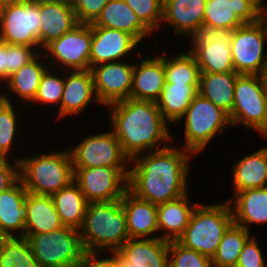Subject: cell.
I'll list each match as a JSON object with an SVG mask.
<instances>
[{"instance_id": "obj_48", "label": "cell", "mask_w": 267, "mask_h": 267, "mask_svg": "<svg viewBox=\"0 0 267 267\" xmlns=\"http://www.w3.org/2000/svg\"><path fill=\"white\" fill-rule=\"evenodd\" d=\"M261 80H262V85H263V88H264L265 99H266V102H267V72H265L261 76Z\"/></svg>"}, {"instance_id": "obj_21", "label": "cell", "mask_w": 267, "mask_h": 267, "mask_svg": "<svg viewBox=\"0 0 267 267\" xmlns=\"http://www.w3.org/2000/svg\"><path fill=\"white\" fill-rule=\"evenodd\" d=\"M148 55L134 63L130 98L156 102L165 84L164 51L154 57Z\"/></svg>"}, {"instance_id": "obj_49", "label": "cell", "mask_w": 267, "mask_h": 267, "mask_svg": "<svg viewBox=\"0 0 267 267\" xmlns=\"http://www.w3.org/2000/svg\"><path fill=\"white\" fill-rule=\"evenodd\" d=\"M0 107L6 103L5 93H4V85L0 83ZM3 86V87H2ZM3 88V89H2ZM2 91V93H1Z\"/></svg>"}, {"instance_id": "obj_46", "label": "cell", "mask_w": 267, "mask_h": 267, "mask_svg": "<svg viewBox=\"0 0 267 267\" xmlns=\"http://www.w3.org/2000/svg\"><path fill=\"white\" fill-rule=\"evenodd\" d=\"M250 2L262 15H264L267 8L266 3L264 5V0H246Z\"/></svg>"}, {"instance_id": "obj_9", "label": "cell", "mask_w": 267, "mask_h": 267, "mask_svg": "<svg viewBox=\"0 0 267 267\" xmlns=\"http://www.w3.org/2000/svg\"><path fill=\"white\" fill-rule=\"evenodd\" d=\"M229 118L232 127L243 125L267 139V102L261 75L240 74L237 77Z\"/></svg>"}, {"instance_id": "obj_24", "label": "cell", "mask_w": 267, "mask_h": 267, "mask_svg": "<svg viewBox=\"0 0 267 267\" xmlns=\"http://www.w3.org/2000/svg\"><path fill=\"white\" fill-rule=\"evenodd\" d=\"M27 190L19 178L11 187L0 193V229L10 237H24Z\"/></svg>"}, {"instance_id": "obj_50", "label": "cell", "mask_w": 267, "mask_h": 267, "mask_svg": "<svg viewBox=\"0 0 267 267\" xmlns=\"http://www.w3.org/2000/svg\"><path fill=\"white\" fill-rule=\"evenodd\" d=\"M9 1H13V0H0V5H1V4H4V3H7V2H9Z\"/></svg>"}, {"instance_id": "obj_37", "label": "cell", "mask_w": 267, "mask_h": 267, "mask_svg": "<svg viewBox=\"0 0 267 267\" xmlns=\"http://www.w3.org/2000/svg\"><path fill=\"white\" fill-rule=\"evenodd\" d=\"M13 103L6 102L0 107V156H5L16 161H20L21 157L13 155V146L16 144V138L19 137L20 114ZM19 119V120H18ZM19 125V126H18ZM19 127V128H18ZM18 132V133H17ZM18 135V136H16Z\"/></svg>"}, {"instance_id": "obj_38", "label": "cell", "mask_w": 267, "mask_h": 267, "mask_svg": "<svg viewBox=\"0 0 267 267\" xmlns=\"http://www.w3.org/2000/svg\"><path fill=\"white\" fill-rule=\"evenodd\" d=\"M0 267H40L26 237H10L0 251Z\"/></svg>"}, {"instance_id": "obj_4", "label": "cell", "mask_w": 267, "mask_h": 267, "mask_svg": "<svg viewBox=\"0 0 267 267\" xmlns=\"http://www.w3.org/2000/svg\"><path fill=\"white\" fill-rule=\"evenodd\" d=\"M19 178L33 194L52 196L74 181V167L68 148L23 156Z\"/></svg>"}, {"instance_id": "obj_17", "label": "cell", "mask_w": 267, "mask_h": 267, "mask_svg": "<svg viewBox=\"0 0 267 267\" xmlns=\"http://www.w3.org/2000/svg\"><path fill=\"white\" fill-rule=\"evenodd\" d=\"M169 241L130 238L117 251L118 267H169Z\"/></svg>"}, {"instance_id": "obj_36", "label": "cell", "mask_w": 267, "mask_h": 267, "mask_svg": "<svg viewBox=\"0 0 267 267\" xmlns=\"http://www.w3.org/2000/svg\"><path fill=\"white\" fill-rule=\"evenodd\" d=\"M39 52L34 47L9 44L0 40V83H3L22 66L32 61Z\"/></svg>"}, {"instance_id": "obj_14", "label": "cell", "mask_w": 267, "mask_h": 267, "mask_svg": "<svg viewBox=\"0 0 267 267\" xmlns=\"http://www.w3.org/2000/svg\"><path fill=\"white\" fill-rule=\"evenodd\" d=\"M129 168H74V182L88 203L120 200L128 191Z\"/></svg>"}, {"instance_id": "obj_31", "label": "cell", "mask_w": 267, "mask_h": 267, "mask_svg": "<svg viewBox=\"0 0 267 267\" xmlns=\"http://www.w3.org/2000/svg\"><path fill=\"white\" fill-rule=\"evenodd\" d=\"M236 72L200 73L198 93L230 114L234 103Z\"/></svg>"}, {"instance_id": "obj_51", "label": "cell", "mask_w": 267, "mask_h": 267, "mask_svg": "<svg viewBox=\"0 0 267 267\" xmlns=\"http://www.w3.org/2000/svg\"><path fill=\"white\" fill-rule=\"evenodd\" d=\"M263 18L267 21V8H266V10H265V13H264V15H263Z\"/></svg>"}, {"instance_id": "obj_23", "label": "cell", "mask_w": 267, "mask_h": 267, "mask_svg": "<svg viewBox=\"0 0 267 267\" xmlns=\"http://www.w3.org/2000/svg\"><path fill=\"white\" fill-rule=\"evenodd\" d=\"M130 238H159L157 205L127 191L120 199Z\"/></svg>"}, {"instance_id": "obj_2", "label": "cell", "mask_w": 267, "mask_h": 267, "mask_svg": "<svg viewBox=\"0 0 267 267\" xmlns=\"http://www.w3.org/2000/svg\"><path fill=\"white\" fill-rule=\"evenodd\" d=\"M107 107L110 110L108 119L111 130L130 160L173 142L175 135L162 117L156 102L128 98Z\"/></svg>"}, {"instance_id": "obj_43", "label": "cell", "mask_w": 267, "mask_h": 267, "mask_svg": "<svg viewBox=\"0 0 267 267\" xmlns=\"http://www.w3.org/2000/svg\"><path fill=\"white\" fill-rule=\"evenodd\" d=\"M109 0H71L78 23H93Z\"/></svg>"}, {"instance_id": "obj_29", "label": "cell", "mask_w": 267, "mask_h": 267, "mask_svg": "<svg viewBox=\"0 0 267 267\" xmlns=\"http://www.w3.org/2000/svg\"><path fill=\"white\" fill-rule=\"evenodd\" d=\"M232 188L236 192L265 187L267 182V145L244 157L233 164Z\"/></svg>"}, {"instance_id": "obj_13", "label": "cell", "mask_w": 267, "mask_h": 267, "mask_svg": "<svg viewBox=\"0 0 267 267\" xmlns=\"http://www.w3.org/2000/svg\"><path fill=\"white\" fill-rule=\"evenodd\" d=\"M68 149L74 168L130 167V159L123 153L120 142L112 130L88 134L78 145Z\"/></svg>"}, {"instance_id": "obj_39", "label": "cell", "mask_w": 267, "mask_h": 267, "mask_svg": "<svg viewBox=\"0 0 267 267\" xmlns=\"http://www.w3.org/2000/svg\"><path fill=\"white\" fill-rule=\"evenodd\" d=\"M58 71V69H53L50 67L45 71L41 78L37 95L31 103L34 105H38L40 103L39 106L45 105V107L52 106L54 109L56 107V109H58V105L60 107L64 90L65 70L64 72L63 70H60V74H58Z\"/></svg>"}, {"instance_id": "obj_34", "label": "cell", "mask_w": 267, "mask_h": 267, "mask_svg": "<svg viewBox=\"0 0 267 267\" xmlns=\"http://www.w3.org/2000/svg\"><path fill=\"white\" fill-rule=\"evenodd\" d=\"M164 50L165 82L170 84L199 85L200 69L190 53H178L171 57ZM170 56V57H169Z\"/></svg>"}, {"instance_id": "obj_30", "label": "cell", "mask_w": 267, "mask_h": 267, "mask_svg": "<svg viewBox=\"0 0 267 267\" xmlns=\"http://www.w3.org/2000/svg\"><path fill=\"white\" fill-rule=\"evenodd\" d=\"M25 202L27 219L24 237L28 238L31 234L52 232L64 226L51 196L37 195L27 191Z\"/></svg>"}, {"instance_id": "obj_6", "label": "cell", "mask_w": 267, "mask_h": 267, "mask_svg": "<svg viewBox=\"0 0 267 267\" xmlns=\"http://www.w3.org/2000/svg\"><path fill=\"white\" fill-rule=\"evenodd\" d=\"M177 124L185 126V143L182 148L191 151L195 156L208 148L217 134L232 128L229 114L199 93Z\"/></svg>"}, {"instance_id": "obj_33", "label": "cell", "mask_w": 267, "mask_h": 267, "mask_svg": "<svg viewBox=\"0 0 267 267\" xmlns=\"http://www.w3.org/2000/svg\"><path fill=\"white\" fill-rule=\"evenodd\" d=\"M51 198L62 224L79 230L88 205L80 187L73 181Z\"/></svg>"}, {"instance_id": "obj_32", "label": "cell", "mask_w": 267, "mask_h": 267, "mask_svg": "<svg viewBox=\"0 0 267 267\" xmlns=\"http://www.w3.org/2000/svg\"><path fill=\"white\" fill-rule=\"evenodd\" d=\"M199 85L164 84L161 95L156 101L162 117L171 125L177 126L191 101L198 94Z\"/></svg>"}, {"instance_id": "obj_5", "label": "cell", "mask_w": 267, "mask_h": 267, "mask_svg": "<svg viewBox=\"0 0 267 267\" xmlns=\"http://www.w3.org/2000/svg\"><path fill=\"white\" fill-rule=\"evenodd\" d=\"M232 223L233 214L228 200L209 205L198 203L189 224L176 241L183 247L212 259L224 232Z\"/></svg>"}, {"instance_id": "obj_1", "label": "cell", "mask_w": 267, "mask_h": 267, "mask_svg": "<svg viewBox=\"0 0 267 267\" xmlns=\"http://www.w3.org/2000/svg\"><path fill=\"white\" fill-rule=\"evenodd\" d=\"M193 157L191 151L173 145L137 155L130 160L128 191L156 205L186 195Z\"/></svg>"}, {"instance_id": "obj_27", "label": "cell", "mask_w": 267, "mask_h": 267, "mask_svg": "<svg viewBox=\"0 0 267 267\" xmlns=\"http://www.w3.org/2000/svg\"><path fill=\"white\" fill-rule=\"evenodd\" d=\"M233 223L249 232L253 224H267V187L248 189L230 196Z\"/></svg>"}, {"instance_id": "obj_42", "label": "cell", "mask_w": 267, "mask_h": 267, "mask_svg": "<svg viewBox=\"0 0 267 267\" xmlns=\"http://www.w3.org/2000/svg\"><path fill=\"white\" fill-rule=\"evenodd\" d=\"M256 236L251 235L244 244L235 267H267L264 251L260 248L261 245L259 246L260 242L257 241Z\"/></svg>"}, {"instance_id": "obj_35", "label": "cell", "mask_w": 267, "mask_h": 267, "mask_svg": "<svg viewBox=\"0 0 267 267\" xmlns=\"http://www.w3.org/2000/svg\"><path fill=\"white\" fill-rule=\"evenodd\" d=\"M244 227L232 223L224 232L216 254L212 258L214 267H235L244 244L250 238Z\"/></svg>"}, {"instance_id": "obj_20", "label": "cell", "mask_w": 267, "mask_h": 267, "mask_svg": "<svg viewBox=\"0 0 267 267\" xmlns=\"http://www.w3.org/2000/svg\"><path fill=\"white\" fill-rule=\"evenodd\" d=\"M39 53L78 24L71 0H40Z\"/></svg>"}, {"instance_id": "obj_11", "label": "cell", "mask_w": 267, "mask_h": 267, "mask_svg": "<svg viewBox=\"0 0 267 267\" xmlns=\"http://www.w3.org/2000/svg\"><path fill=\"white\" fill-rule=\"evenodd\" d=\"M267 21L244 24L232 32L230 45L234 71L244 75H263L267 72Z\"/></svg>"}, {"instance_id": "obj_15", "label": "cell", "mask_w": 267, "mask_h": 267, "mask_svg": "<svg viewBox=\"0 0 267 267\" xmlns=\"http://www.w3.org/2000/svg\"><path fill=\"white\" fill-rule=\"evenodd\" d=\"M134 63L115 61L90 68L94 90L104 108L117 101L130 98Z\"/></svg>"}, {"instance_id": "obj_18", "label": "cell", "mask_w": 267, "mask_h": 267, "mask_svg": "<svg viewBox=\"0 0 267 267\" xmlns=\"http://www.w3.org/2000/svg\"><path fill=\"white\" fill-rule=\"evenodd\" d=\"M91 102L96 103L97 106L101 105L95 94L90 69L65 71L64 90L57 119H64L70 115L77 117L87 106L93 104Z\"/></svg>"}, {"instance_id": "obj_19", "label": "cell", "mask_w": 267, "mask_h": 267, "mask_svg": "<svg viewBox=\"0 0 267 267\" xmlns=\"http://www.w3.org/2000/svg\"><path fill=\"white\" fill-rule=\"evenodd\" d=\"M263 15L246 0H207L203 23L213 28L234 30L258 22Z\"/></svg>"}, {"instance_id": "obj_47", "label": "cell", "mask_w": 267, "mask_h": 267, "mask_svg": "<svg viewBox=\"0 0 267 267\" xmlns=\"http://www.w3.org/2000/svg\"><path fill=\"white\" fill-rule=\"evenodd\" d=\"M10 238V236L4 231L0 229V251L4 247L6 241Z\"/></svg>"}, {"instance_id": "obj_44", "label": "cell", "mask_w": 267, "mask_h": 267, "mask_svg": "<svg viewBox=\"0 0 267 267\" xmlns=\"http://www.w3.org/2000/svg\"><path fill=\"white\" fill-rule=\"evenodd\" d=\"M12 161L11 158L0 156V193L19 179V162Z\"/></svg>"}, {"instance_id": "obj_12", "label": "cell", "mask_w": 267, "mask_h": 267, "mask_svg": "<svg viewBox=\"0 0 267 267\" xmlns=\"http://www.w3.org/2000/svg\"><path fill=\"white\" fill-rule=\"evenodd\" d=\"M92 26L78 23L60 38L53 40L43 50L50 68L74 71L90 69ZM61 66V68H60Z\"/></svg>"}, {"instance_id": "obj_16", "label": "cell", "mask_w": 267, "mask_h": 267, "mask_svg": "<svg viewBox=\"0 0 267 267\" xmlns=\"http://www.w3.org/2000/svg\"><path fill=\"white\" fill-rule=\"evenodd\" d=\"M140 43L129 33L107 27L92 26L90 68L104 63L126 61L132 53L142 56L136 50ZM136 48V49H135ZM138 51V53H134ZM129 55V56H128Z\"/></svg>"}, {"instance_id": "obj_8", "label": "cell", "mask_w": 267, "mask_h": 267, "mask_svg": "<svg viewBox=\"0 0 267 267\" xmlns=\"http://www.w3.org/2000/svg\"><path fill=\"white\" fill-rule=\"evenodd\" d=\"M232 32L202 23L187 36L186 39H191L187 51L195 57L200 73L235 72L230 45Z\"/></svg>"}, {"instance_id": "obj_26", "label": "cell", "mask_w": 267, "mask_h": 267, "mask_svg": "<svg viewBox=\"0 0 267 267\" xmlns=\"http://www.w3.org/2000/svg\"><path fill=\"white\" fill-rule=\"evenodd\" d=\"M91 26L127 32L139 43L154 34L124 0H109Z\"/></svg>"}, {"instance_id": "obj_3", "label": "cell", "mask_w": 267, "mask_h": 267, "mask_svg": "<svg viewBox=\"0 0 267 267\" xmlns=\"http://www.w3.org/2000/svg\"><path fill=\"white\" fill-rule=\"evenodd\" d=\"M79 233L86 252L118 251L130 239L121 200L88 203Z\"/></svg>"}, {"instance_id": "obj_41", "label": "cell", "mask_w": 267, "mask_h": 267, "mask_svg": "<svg viewBox=\"0 0 267 267\" xmlns=\"http://www.w3.org/2000/svg\"><path fill=\"white\" fill-rule=\"evenodd\" d=\"M154 33L159 30L163 19V0H124Z\"/></svg>"}, {"instance_id": "obj_7", "label": "cell", "mask_w": 267, "mask_h": 267, "mask_svg": "<svg viewBox=\"0 0 267 267\" xmlns=\"http://www.w3.org/2000/svg\"><path fill=\"white\" fill-rule=\"evenodd\" d=\"M27 239L40 267H76L86 253L79 230L68 226Z\"/></svg>"}, {"instance_id": "obj_28", "label": "cell", "mask_w": 267, "mask_h": 267, "mask_svg": "<svg viewBox=\"0 0 267 267\" xmlns=\"http://www.w3.org/2000/svg\"><path fill=\"white\" fill-rule=\"evenodd\" d=\"M188 196L189 192L175 200L157 205L158 232L162 233L158 234L160 239L176 241L183 234L194 208L199 203H190Z\"/></svg>"}, {"instance_id": "obj_40", "label": "cell", "mask_w": 267, "mask_h": 267, "mask_svg": "<svg viewBox=\"0 0 267 267\" xmlns=\"http://www.w3.org/2000/svg\"><path fill=\"white\" fill-rule=\"evenodd\" d=\"M169 267H214L212 259L183 247L177 241H169Z\"/></svg>"}, {"instance_id": "obj_25", "label": "cell", "mask_w": 267, "mask_h": 267, "mask_svg": "<svg viewBox=\"0 0 267 267\" xmlns=\"http://www.w3.org/2000/svg\"><path fill=\"white\" fill-rule=\"evenodd\" d=\"M207 0H163V19L161 27L172 26L176 36H187L203 23ZM166 23V24H164Z\"/></svg>"}, {"instance_id": "obj_10", "label": "cell", "mask_w": 267, "mask_h": 267, "mask_svg": "<svg viewBox=\"0 0 267 267\" xmlns=\"http://www.w3.org/2000/svg\"><path fill=\"white\" fill-rule=\"evenodd\" d=\"M40 26V0H13L0 5V40L39 52Z\"/></svg>"}, {"instance_id": "obj_22", "label": "cell", "mask_w": 267, "mask_h": 267, "mask_svg": "<svg viewBox=\"0 0 267 267\" xmlns=\"http://www.w3.org/2000/svg\"><path fill=\"white\" fill-rule=\"evenodd\" d=\"M48 68L49 64L47 63L44 54L40 52L32 61L22 66L18 71L12 74L4 82L6 102L15 104V102L17 103L16 99L18 97V99H20L18 102L22 101V105L24 102L29 104L28 106L31 107V102L37 95L41 78Z\"/></svg>"}, {"instance_id": "obj_45", "label": "cell", "mask_w": 267, "mask_h": 267, "mask_svg": "<svg viewBox=\"0 0 267 267\" xmlns=\"http://www.w3.org/2000/svg\"><path fill=\"white\" fill-rule=\"evenodd\" d=\"M103 256L102 253L86 252L76 267H118L117 251Z\"/></svg>"}]
</instances>
